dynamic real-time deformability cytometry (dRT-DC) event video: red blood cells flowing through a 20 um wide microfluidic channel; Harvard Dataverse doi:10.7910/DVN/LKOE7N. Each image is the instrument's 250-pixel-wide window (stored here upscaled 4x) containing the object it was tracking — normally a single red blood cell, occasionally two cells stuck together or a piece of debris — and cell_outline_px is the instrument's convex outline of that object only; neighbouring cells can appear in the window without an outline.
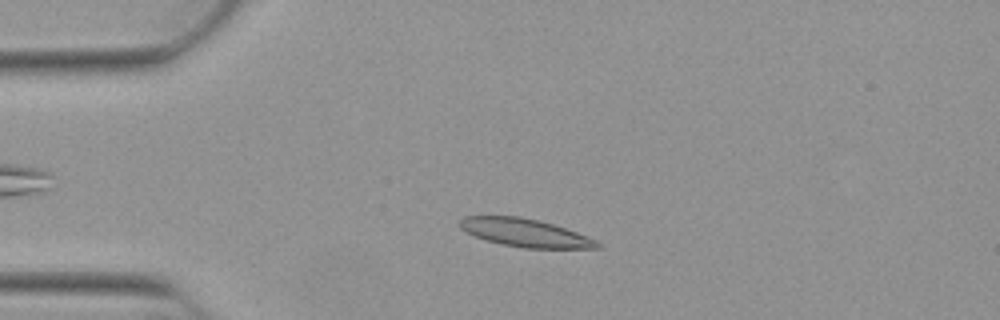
{"species": "Egyptian fruit bat (a non-hibernating species)", "species_latin": "Rousettus aegyptiacus", "temperature_condition": "warm", "stored_images_in_passage": 15, "camera_frame_rate_fps": 3000, "um_per_image_px": 0.085, "animal": {"sex": "female"}, "frame": {"image": 1, "passage_image": 10, "time_ms": 3.0, "image_size_px": [1000, 320], "cell_outline_px": [[600, 248], [524, 248], [500, 244], [484, 240], [460, 228], [460, 220], [464, 216], [520, 216], [552, 224], [576, 232], [596, 240], [600, 244]], "centroid_in_image_um": [44.61, 19.79], "position_along_channel_um": 40.4, "area_um2": 22.2}}